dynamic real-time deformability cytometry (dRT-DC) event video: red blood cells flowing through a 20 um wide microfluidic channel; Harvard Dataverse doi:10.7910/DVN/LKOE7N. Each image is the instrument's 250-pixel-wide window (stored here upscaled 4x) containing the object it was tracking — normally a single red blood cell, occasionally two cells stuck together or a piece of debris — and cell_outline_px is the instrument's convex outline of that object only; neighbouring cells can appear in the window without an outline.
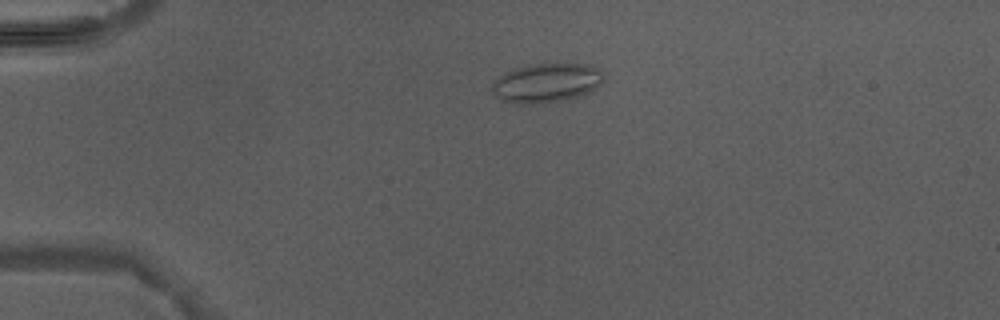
{"species": "Egyptian fruit bat (a non-hibernating species)", "species_latin": "Rousettus aegyptiacus", "temperature_condition": "warm", "stored_images_in_passage": 2, "camera_frame_rate_fps": 3000, "um_per_image_px": 0.085, "animal": {"sex": "male"}, "frame": {"image": 1, "passage_image": 1, "time_ms": 0.0, "image_size_px": [1000, 320], "cell_outline_px": [[604, 80], [596, 88], [588, 92], [576, 96], [560, 100], [500, 100], [492, 92], [492, 84], [504, 72], [512, 68], [528, 64], [584, 64], [600, 68], [604, 72]], "centroid_in_image_um": [46.5, 6.96], "position_along_channel_um": 38.5, "area_um2": 24.45}}